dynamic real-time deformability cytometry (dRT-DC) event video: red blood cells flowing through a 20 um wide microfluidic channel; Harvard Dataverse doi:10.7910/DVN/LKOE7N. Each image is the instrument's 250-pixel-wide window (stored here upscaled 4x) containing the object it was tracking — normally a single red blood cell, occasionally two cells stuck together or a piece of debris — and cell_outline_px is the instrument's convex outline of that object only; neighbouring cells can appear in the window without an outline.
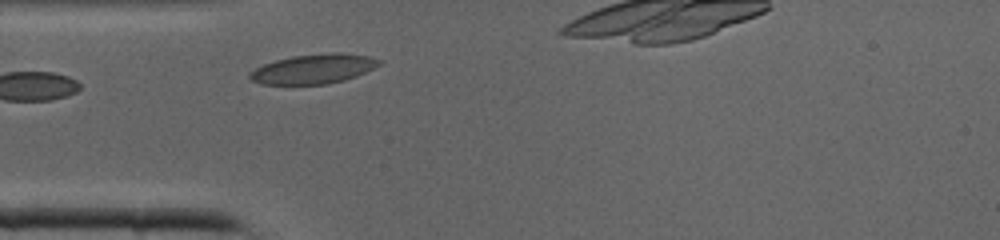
{"species": "common noctule bat (a hibernating species)", "species_latin": "Nyctalus noctula", "temperature_condition": "cold", "stored_images_in_passage": 17, "camera_frame_rate_fps": 3000, "um_per_image_px": 0.085, "animal": {"sex": "male", "body_mass_g": 19.0, "forearm_length_mm": 50.8}, "frame": {"image": 1, "passage_image": 1, "time_ms": 0.0, "image_size_px": [1000, 240], "cell_outline_px": [[384, 60], [380, 64], [356, 76], [344, 80], [328, 84], [260, 84], [252, 80], [248, 76], [256, 68], [264, 64], [276, 60], [292, 56], [328, 52], [340, 52], [368, 56]], "centroid_in_image_um": [26.68, 5.84], "position_along_channel_um": 58.3, "area_um2": 22.2}}